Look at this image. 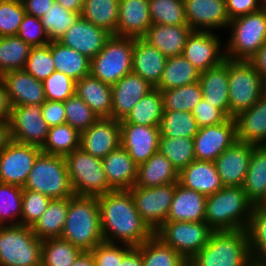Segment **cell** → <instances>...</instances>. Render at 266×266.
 <instances>
[{
  "label": "cell",
  "instance_id": "cell-1",
  "mask_svg": "<svg viewBox=\"0 0 266 266\" xmlns=\"http://www.w3.org/2000/svg\"><path fill=\"white\" fill-rule=\"evenodd\" d=\"M100 225L105 242L137 247L154 232L138 213L129 190H114L97 197Z\"/></svg>",
  "mask_w": 266,
  "mask_h": 266
},
{
  "label": "cell",
  "instance_id": "cell-2",
  "mask_svg": "<svg viewBox=\"0 0 266 266\" xmlns=\"http://www.w3.org/2000/svg\"><path fill=\"white\" fill-rule=\"evenodd\" d=\"M61 238L81 251H91L104 242L97 197L74 195L68 198V213Z\"/></svg>",
  "mask_w": 266,
  "mask_h": 266
},
{
  "label": "cell",
  "instance_id": "cell-3",
  "mask_svg": "<svg viewBox=\"0 0 266 266\" xmlns=\"http://www.w3.org/2000/svg\"><path fill=\"white\" fill-rule=\"evenodd\" d=\"M254 203L243 186L223 187L207 196L205 222L214 230H246Z\"/></svg>",
  "mask_w": 266,
  "mask_h": 266
},
{
  "label": "cell",
  "instance_id": "cell-4",
  "mask_svg": "<svg viewBox=\"0 0 266 266\" xmlns=\"http://www.w3.org/2000/svg\"><path fill=\"white\" fill-rule=\"evenodd\" d=\"M246 230L213 231L188 266H252Z\"/></svg>",
  "mask_w": 266,
  "mask_h": 266
},
{
  "label": "cell",
  "instance_id": "cell-5",
  "mask_svg": "<svg viewBox=\"0 0 266 266\" xmlns=\"http://www.w3.org/2000/svg\"><path fill=\"white\" fill-rule=\"evenodd\" d=\"M23 189L40 192L51 199L75 195L65 158L45 153L37 157Z\"/></svg>",
  "mask_w": 266,
  "mask_h": 266
},
{
  "label": "cell",
  "instance_id": "cell-6",
  "mask_svg": "<svg viewBox=\"0 0 266 266\" xmlns=\"http://www.w3.org/2000/svg\"><path fill=\"white\" fill-rule=\"evenodd\" d=\"M231 34L225 44V58L249 60L266 42V10L235 18L229 22Z\"/></svg>",
  "mask_w": 266,
  "mask_h": 266
},
{
  "label": "cell",
  "instance_id": "cell-7",
  "mask_svg": "<svg viewBox=\"0 0 266 266\" xmlns=\"http://www.w3.org/2000/svg\"><path fill=\"white\" fill-rule=\"evenodd\" d=\"M42 240L25 225L0 226V266H41Z\"/></svg>",
  "mask_w": 266,
  "mask_h": 266
},
{
  "label": "cell",
  "instance_id": "cell-8",
  "mask_svg": "<svg viewBox=\"0 0 266 266\" xmlns=\"http://www.w3.org/2000/svg\"><path fill=\"white\" fill-rule=\"evenodd\" d=\"M134 38L112 35L104 48L91 59L90 74L114 85L132 72Z\"/></svg>",
  "mask_w": 266,
  "mask_h": 266
},
{
  "label": "cell",
  "instance_id": "cell-9",
  "mask_svg": "<svg viewBox=\"0 0 266 266\" xmlns=\"http://www.w3.org/2000/svg\"><path fill=\"white\" fill-rule=\"evenodd\" d=\"M64 158L75 195L100 197L113 191L108 185L102 159L95 158L81 148Z\"/></svg>",
  "mask_w": 266,
  "mask_h": 266
},
{
  "label": "cell",
  "instance_id": "cell-10",
  "mask_svg": "<svg viewBox=\"0 0 266 266\" xmlns=\"http://www.w3.org/2000/svg\"><path fill=\"white\" fill-rule=\"evenodd\" d=\"M262 96V77L249 60L229 59V118L251 108Z\"/></svg>",
  "mask_w": 266,
  "mask_h": 266
},
{
  "label": "cell",
  "instance_id": "cell-11",
  "mask_svg": "<svg viewBox=\"0 0 266 266\" xmlns=\"http://www.w3.org/2000/svg\"><path fill=\"white\" fill-rule=\"evenodd\" d=\"M213 231L205 221H166L154 234L189 261L208 243Z\"/></svg>",
  "mask_w": 266,
  "mask_h": 266
},
{
  "label": "cell",
  "instance_id": "cell-12",
  "mask_svg": "<svg viewBox=\"0 0 266 266\" xmlns=\"http://www.w3.org/2000/svg\"><path fill=\"white\" fill-rule=\"evenodd\" d=\"M176 183L156 187L134 186L129 191L140 217L155 232L164 222L170 210Z\"/></svg>",
  "mask_w": 266,
  "mask_h": 266
},
{
  "label": "cell",
  "instance_id": "cell-13",
  "mask_svg": "<svg viewBox=\"0 0 266 266\" xmlns=\"http://www.w3.org/2000/svg\"><path fill=\"white\" fill-rule=\"evenodd\" d=\"M9 124L12 141L40 148L50 130L43 119L41 105L12 106Z\"/></svg>",
  "mask_w": 266,
  "mask_h": 266
},
{
  "label": "cell",
  "instance_id": "cell-14",
  "mask_svg": "<svg viewBox=\"0 0 266 266\" xmlns=\"http://www.w3.org/2000/svg\"><path fill=\"white\" fill-rule=\"evenodd\" d=\"M40 147L11 141L0 153V182L24 187Z\"/></svg>",
  "mask_w": 266,
  "mask_h": 266
},
{
  "label": "cell",
  "instance_id": "cell-15",
  "mask_svg": "<svg viewBox=\"0 0 266 266\" xmlns=\"http://www.w3.org/2000/svg\"><path fill=\"white\" fill-rule=\"evenodd\" d=\"M236 140L234 118H227L217 125L201 127L193 139L195 159L214 162Z\"/></svg>",
  "mask_w": 266,
  "mask_h": 266
},
{
  "label": "cell",
  "instance_id": "cell-16",
  "mask_svg": "<svg viewBox=\"0 0 266 266\" xmlns=\"http://www.w3.org/2000/svg\"><path fill=\"white\" fill-rule=\"evenodd\" d=\"M223 50L220 38L212 31L193 30L182 55L202 73L225 60Z\"/></svg>",
  "mask_w": 266,
  "mask_h": 266
},
{
  "label": "cell",
  "instance_id": "cell-17",
  "mask_svg": "<svg viewBox=\"0 0 266 266\" xmlns=\"http://www.w3.org/2000/svg\"><path fill=\"white\" fill-rule=\"evenodd\" d=\"M120 145V121L113 118H98L80 133V148L98 159L103 160Z\"/></svg>",
  "mask_w": 266,
  "mask_h": 266
},
{
  "label": "cell",
  "instance_id": "cell-18",
  "mask_svg": "<svg viewBox=\"0 0 266 266\" xmlns=\"http://www.w3.org/2000/svg\"><path fill=\"white\" fill-rule=\"evenodd\" d=\"M255 146L236 140L215 159L217 173L224 187L243 186L252 150Z\"/></svg>",
  "mask_w": 266,
  "mask_h": 266
},
{
  "label": "cell",
  "instance_id": "cell-19",
  "mask_svg": "<svg viewBox=\"0 0 266 266\" xmlns=\"http://www.w3.org/2000/svg\"><path fill=\"white\" fill-rule=\"evenodd\" d=\"M111 36L109 31L80 16L58 41L92 59L104 48Z\"/></svg>",
  "mask_w": 266,
  "mask_h": 266
},
{
  "label": "cell",
  "instance_id": "cell-20",
  "mask_svg": "<svg viewBox=\"0 0 266 266\" xmlns=\"http://www.w3.org/2000/svg\"><path fill=\"white\" fill-rule=\"evenodd\" d=\"M152 89L153 85L134 72L123 76L112 85V118L124 120L133 107Z\"/></svg>",
  "mask_w": 266,
  "mask_h": 266
},
{
  "label": "cell",
  "instance_id": "cell-21",
  "mask_svg": "<svg viewBox=\"0 0 266 266\" xmlns=\"http://www.w3.org/2000/svg\"><path fill=\"white\" fill-rule=\"evenodd\" d=\"M184 6L188 26L193 30L213 32L216 28H228L225 0H184Z\"/></svg>",
  "mask_w": 266,
  "mask_h": 266
},
{
  "label": "cell",
  "instance_id": "cell-22",
  "mask_svg": "<svg viewBox=\"0 0 266 266\" xmlns=\"http://www.w3.org/2000/svg\"><path fill=\"white\" fill-rule=\"evenodd\" d=\"M121 146L139 165L159 151L160 128L136 124H120Z\"/></svg>",
  "mask_w": 266,
  "mask_h": 266
},
{
  "label": "cell",
  "instance_id": "cell-23",
  "mask_svg": "<svg viewBox=\"0 0 266 266\" xmlns=\"http://www.w3.org/2000/svg\"><path fill=\"white\" fill-rule=\"evenodd\" d=\"M0 78L6 85L11 106L42 105L46 101L43 81L24 69L6 72Z\"/></svg>",
  "mask_w": 266,
  "mask_h": 266
},
{
  "label": "cell",
  "instance_id": "cell-24",
  "mask_svg": "<svg viewBox=\"0 0 266 266\" xmlns=\"http://www.w3.org/2000/svg\"><path fill=\"white\" fill-rule=\"evenodd\" d=\"M203 99L229 118V59L200 74Z\"/></svg>",
  "mask_w": 266,
  "mask_h": 266
},
{
  "label": "cell",
  "instance_id": "cell-25",
  "mask_svg": "<svg viewBox=\"0 0 266 266\" xmlns=\"http://www.w3.org/2000/svg\"><path fill=\"white\" fill-rule=\"evenodd\" d=\"M117 29L114 35L142 38L152 25L149 0H119Z\"/></svg>",
  "mask_w": 266,
  "mask_h": 266
},
{
  "label": "cell",
  "instance_id": "cell-26",
  "mask_svg": "<svg viewBox=\"0 0 266 266\" xmlns=\"http://www.w3.org/2000/svg\"><path fill=\"white\" fill-rule=\"evenodd\" d=\"M178 183L205 196L212 195L224 187L215 162L196 159L179 172Z\"/></svg>",
  "mask_w": 266,
  "mask_h": 266
},
{
  "label": "cell",
  "instance_id": "cell-27",
  "mask_svg": "<svg viewBox=\"0 0 266 266\" xmlns=\"http://www.w3.org/2000/svg\"><path fill=\"white\" fill-rule=\"evenodd\" d=\"M102 165L109 187L114 190H130L137 178V164L120 145L110 152Z\"/></svg>",
  "mask_w": 266,
  "mask_h": 266
},
{
  "label": "cell",
  "instance_id": "cell-28",
  "mask_svg": "<svg viewBox=\"0 0 266 266\" xmlns=\"http://www.w3.org/2000/svg\"><path fill=\"white\" fill-rule=\"evenodd\" d=\"M192 31L188 25L152 24L142 38L168 58L183 54Z\"/></svg>",
  "mask_w": 266,
  "mask_h": 266
},
{
  "label": "cell",
  "instance_id": "cell-29",
  "mask_svg": "<svg viewBox=\"0 0 266 266\" xmlns=\"http://www.w3.org/2000/svg\"><path fill=\"white\" fill-rule=\"evenodd\" d=\"M233 118L237 140L256 146L266 145V98L261 96L251 108Z\"/></svg>",
  "mask_w": 266,
  "mask_h": 266
},
{
  "label": "cell",
  "instance_id": "cell-30",
  "mask_svg": "<svg viewBox=\"0 0 266 266\" xmlns=\"http://www.w3.org/2000/svg\"><path fill=\"white\" fill-rule=\"evenodd\" d=\"M167 57L143 38H134L132 72L154 88L160 83Z\"/></svg>",
  "mask_w": 266,
  "mask_h": 266
},
{
  "label": "cell",
  "instance_id": "cell-31",
  "mask_svg": "<svg viewBox=\"0 0 266 266\" xmlns=\"http://www.w3.org/2000/svg\"><path fill=\"white\" fill-rule=\"evenodd\" d=\"M206 199L207 196L177 182L167 221H205Z\"/></svg>",
  "mask_w": 266,
  "mask_h": 266
},
{
  "label": "cell",
  "instance_id": "cell-32",
  "mask_svg": "<svg viewBox=\"0 0 266 266\" xmlns=\"http://www.w3.org/2000/svg\"><path fill=\"white\" fill-rule=\"evenodd\" d=\"M75 94L99 118H112V85L103 83L89 74L75 81Z\"/></svg>",
  "mask_w": 266,
  "mask_h": 266
},
{
  "label": "cell",
  "instance_id": "cell-33",
  "mask_svg": "<svg viewBox=\"0 0 266 266\" xmlns=\"http://www.w3.org/2000/svg\"><path fill=\"white\" fill-rule=\"evenodd\" d=\"M179 172L159 151L146 162L137 165V178L134 186L156 187L178 182Z\"/></svg>",
  "mask_w": 266,
  "mask_h": 266
},
{
  "label": "cell",
  "instance_id": "cell-34",
  "mask_svg": "<svg viewBox=\"0 0 266 266\" xmlns=\"http://www.w3.org/2000/svg\"><path fill=\"white\" fill-rule=\"evenodd\" d=\"M50 50L56 71L64 73L75 81L90 74L91 59L87 56L59 41H51Z\"/></svg>",
  "mask_w": 266,
  "mask_h": 266
},
{
  "label": "cell",
  "instance_id": "cell-35",
  "mask_svg": "<svg viewBox=\"0 0 266 266\" xmlns=\"http://www.w3.org/2000/svg\"><path fill=\"white\" fill-rule=\"evenodd\" d=\"M164 113L162 93L154 88L147 93L120 124L159 127Z\"/></svg>",
  "mask_w": 266,
  "mask_h": 266
},
{
  "label": "cell",
  "instance_id": "cell-36",
  "mask_svg": "<svg viewBox=\"0 0 266 266\" xmlns=\"http://www.w3.org/2000/svg\"><path fill=\"white\" fill-rule=\"evenodd\" d=\"M68 213V198L52 199L46 211L31 227L41 240L61 237Z\"/></svg>",
  "mask_w": 266,
  "mask_h": 266
},
{
  "label": "cell",
  "instance_id": "cell-37",
  "mask_svg": "<svg viewBox=\"0 0 266 266\" xmlns=\"http://www.w3.org/2000/svg\"><path fill=\"white\" fill-rule=\"evenodd\" d=\"M200 72L183 55L168 57L160 83L155 87L167 90L199 82Z\"/></svg>",
  "mask_w": 266,
  "mask_h": 266
},
{
  "label": "cell",
  "instance_id": "cell-38",
  "mask_svg": "<svg viewBox=\"0 0 266 266\" xmlns=\"http://www.w3.org/2000/svg\"><path fill=\"white\" fill-rule=\"evenodd\" d=\"M253 266H266V207L254 204L246 228Z\"/></svg>",
  "mask_w": 266,
  "mask_h": 266
},
{
  "label": "cell",
  "instance_id": "cell-39",
  "mask_svg": "<svg viewBox=\"0 0 266 266\" xmlns=\"http://www.w3.org/2000/svg\"><path fill=\"white\" fill-rule=\"evenodd\" d=\"M137 248L141 252L142 266H188L187 260L155 234Z\"/></svg>",
  "mask_w": 266,
  "mask_h": 266
},
{
  "label": "cell",
  "instance_id": "cell-40",
  "mask_svg": "<svg viewBox=\"0 0 266 266\" xmlns=\"http://www.w3.org/2000/svg\"><path fill=\"white\" fill-rule=\"evenodd\" d=\"M243 189L254 204L264 196L266 190V145L253 148Z\"/></svg>",
  "mask_w": 266,
  "mask_h": 266
},
{
  "label": "cell",
  "instance_id": "cell-41",
  "mask_svg": "<svg viewBox=\"0 0 266 266\" xmlns=\"http://www.w3.org/2000/svg\"><path fill=\"white\" fill-rule=\"evenodd\" d=\"M118 8L119 0H84L80 16L114 35L117 29Z\"/></svg>",
  "mask_w": 266,
  "mask_h": 266
},
{
  "label": "cell",
  "instance_id": "cell-42",
  "mask_svg": "<svg viewBox=\"0 0 266 266\" xmlns=\"http://www.w3.org/2000/svg\"><path fill=\"white\" fill-rule=\"evenodd\" d=\"M80 148V133L68 123L50 127L42 153L65 157Z\"/></svg>",
  "mask_w": 266,
  "mask_h": 266
},
{
  "label": "cell",
  "instance_id": "cell-43",
  "mask_svg": "<svg viewBox=\"0 0 266 266\" xmlns=\"http://www.w3.org/2000/svg\"><path fill=\"white\" fill-rule=\"evenodd\" d=\"M32 46L18 36L0 37V76L6 72L24 69Z\"/></svg>",
  "mask_w": 266,
  "mask_h": 266
},
{
  "label": "cell",
  "instance_id": "cell-44",
  "mask_svg": "<svg viewBox=\"0 0 266 266\" xmlns=\"http://www.w3.org/2000/svg\"><path fill=\"white\" fill-rule=\"evenodd\" d=\"M160 137L192 138L199 130L192 112L164 110L160 123Z\"/></svg>",
  "mask_w": 266,
  "mask_h": 266
},
{
  "label": "cell",
  "instance_id": "cell-45",
  "mask_svg": "<svg viewBox=\"0 0 266 266\" xmlns=\"http://www.w3.org/2000/svg\"><path fill=\"white\" fill-rule=\"evenodd\" d=\"M81 252L61 237L44 239L41 266H71Z\"/></svg>",
  "mask_w": 266,
  "mask_h": 266
},
{
  "label": "cell",
  "instance_id": "cell-46",
  "mask_svg": "<svg viewBox=\"0 0 266 266\" xmlns=\"http://www.w3.org/2000/svg\"><path fill=\"white\" fill-rule=\"evenodd\" d=\"M164 110L192 112L203 99L200 83L162 90Z\"/></svg>",
  "mask_w": 266,
  "mask_h": 266
},
{
  "label": "cell",
  "instance_id": "cell-47",
  "mask_svg": "<svg viewBox=\"0 0 266 266\" xmlns=\"http://www.w3.org/2000/svg\"><path fill=\"white\" fill-rule=\"evenodd\" d=\"M159 152L172 163L178 172L195 160L192 138L160 137Z\"/></svg>",
  "mask_w": 266,
  "mask_h": 266
},
{
  "label": "cell",
  "instance_id": "cell-48",
  "mask_svg": "<svg viewBox=\"0 0 266 266\" xmlns=\"http://www.w3.org/2000/svg\"><path fill=\"white\" fill-rule=\"evenodd\" d=\"M22 198L23 187L0 182V226L21 224Z\"/></svg>",
  "mask_w": 266,
  "mask_h": 266
},
{
  "label": "cell",
  "instance_id": "cell-49",
  "mask_svg": "<svg viewBox=\"0 0 266 266\" xmlns=\"http://www.w3.org/2000/svg\"><path fill=\"white\" fill-rule=\"evenodd\" d=\"M79 17V13L71 12L54 2L40 21L50 41H58Z\"/></svg>",
  "mask_w": 266,
  "mask_h": 266
},
{
  "label": "cell",
  "instance_id": "cell-50",
  "mask_svg": "<svg viewBox=\"0 0 266 266\" xmlns=\"http://www.w3.org/2000/svg\"><path fill=\"white\" fill-rule=\"evenodd\" d=\"M152 24L188 25L184 0H149Z\"/></svg>",
  "mask_w": 266,
  "mask_h": 266
},
{
  "label": "cell",
  "instance_id": "cell-51",
  "mask_svg": "<svg viewBox=\"0 0 266 266\" xmlns=\"http://www.w3.org/2000/svg\"><path fill=\"white\" fill-rule=\"evenodd\" d=\"M66 123L79 133L88 129L99 117L76 94L64 101Z\"/></svg>",
  "mask_w": 266,
  "mask_h": 266
},
{
  "label": "cell",
  "instance_id": "cell-52",
  "mask_svg": "<svg viewBox=\"0 0 266 266\" xmlns=\"http://www.w3.org/2000/svg\"><path fill=\"white\" fill-rule=\"evenodd\" d=\"M25 15L22 0H0V37L16 36Z\"/></svg>",
  "mask_w": 266,
  "mask_h": 266
},
{
  "label": "cell",
  "instance_id": "cell-53",
  "mask_svg": "<svg viewBox=\"0 0 266 266\" xmlns=\"http://www.w3.org/2000/svg\"><path fill=\"white\" fill-rule=\"evenodd\" d=\"M24 70L40 81H44L55 71L50 43L32 47Z\"/></svg>",
  "mask_w": 266,
  "mask_h": 266
},
{
  "label": "cell",
  "instance_id": "cell-54",
  "mask_svg": "<svg viewBox=\"0 0 266 266\" xmlns=\"http://www.w3.org/2000/svg\"><path fill=\"white\" fill-rule=\"evenodd\" d=\"M52 199L40 192L23 189L21 225L32 227Z\"/></svg>",
  "mask_w": 266,
  "mask_h": 266
},
{
  "label": "cell",
  "instance_id": "cell-55",
  "mask_svg": "<svg viewBox=\"0 0 266 266\" xmlns=\"http://www.w3.org/2000/svg\"><path fill=\"white\" fill-rule=\"evenodd\" d=\"M43 86L46 100L64 102L75 94V80L56 70L43 81Z\"/></svg>",
  "mask_w": 266,
  "mask_h": 266
},
{
  "label": "cell",
  "instance_id": "cell-56",
  "mask_svg": "<svg viewBox=\"0 0 266 266\" xmlns=\"http://www.w3.org/2000/svg\"><path fill=\"white\" fill-rule=\"evenodd\" d=\"M124 245V246H123ZM121 243L102 242L97 244L91 253L95 266H120L123 256L132 248L130 245Z\"/></svg>",
  "mask_w": 266,
  "mask_h": 266
},
{
  "label": "cell",
  "instance_id": "cell-57",
  "mask_svg": "<svg viewBox=\"0 0 266 266\" xmlns=\"http://www.w3.org/2000/svg\"><path fill=\"white\" fill-rule=\"evenodd\" d=\"M16 36L32 47L45 46L51 42L40 19L29 14L24 16Z\"/></svg>",
  "mask_w": 266,
  "mask_h": 266
},
{
  "label": "cell",
  "instance_id": "cell-58",
  "mask_svg": "<svg viewBox=\"0 0 266 266\" xmlns=\"http://www.w3.org/2000/svg\"><path fill=\"white\" fill-rule=\"evenodd\" d=\"M199 128L217 125L224 122L228 117L217 107L202 99L192 111Z\"/></svg>",
  "mask_w": 266,
  "mask_h": 266
},
{
  "label": "cell",
  "instance_id": "cell-59",
  "mask_svg": "<svg viewBox=\"0 0 266 266\" xmlns=\"http://www.w3.org/2000/svg\"><path fill=\"white\" fill-rule=\"evenodd\" d=\"M225 3L230 21L263 8L262 0H225Z\"/></svg>",
  "mask_w": 266,
  "mask_h": 266
},
{
  "label": "cell",
  "instance_id": "cell-60",
  "mask_svg": "<svg viewBox=\"0 0 266 266\" xmlns=\"http://www.w3.org/2000/svg\"><path fill=\"white\" fill-rule=\"evenodd\" d=\"M41 111L49 127L66 123L64 102L46 100L41 105Z\"/></svg>",
  "mask_w": 266,
  "mask_h": 266
},
{
  "label": "cell",
  "instance_id": "cell-61",
  "mask_svg": "<svg viewBox=\"0 0 266 266\" xmlns=\"http://www.w3.org/2000/svg\"><path fill=\"white\" fill-rule=\"evenodd\" d=\"M55 0H22L26 14L41 18Z\"/></svg>",
  "mask_w": 266,
  "mask_h": 266
},
{
  "label": "cell",
  "instance_id": "cell-62",
  "mask_svg": "<svg viewBox=\"0 0 266 266\" xmlns=\"http://www.w3.org/2000/svg\"><path fill=\"white\" fill-rule=\"evenodd\" d=\"M11 107L6 85L0 78V120H9Z\"/></svg>",
  "mask_w": 266,
  "mask_h": 266
},
{
  "label": "cell",
  "instance_id": "cell-63",
  "mask_svg": "<svg viewBox=\"0 0 266 266\" xmlns=\"http://www.w3.org/2000/svg\"><path fill=\"white\" fill-rule=\"evenodd\" d=\"M254 68L259 72L262 78L266 77V42L258 50V52L249 59Z\"/></svg>",
  "mask_w": 266,
  "mask_h": 266
},
{
  "label": "cell",
  "instance_id": "cell-64",
  "mask_svg": "<svg viewBox=\"0 0 266 266\" xmlns=\"http://www.w3.org/2000/svg\"><path fill=\"white\" fill-rule=\"evenodd\" d=\"M120 266H142L141 252L137 247H132L122 258Z\"/></svg>",
  "mask_w": 266,
  "mask_h": 266
},
{
  "label": "cell",
  "instance_id": "cell-65",
  "mask_svg": "<svg viewBox=\"0 0 266 266\" xmlns=\"http://www.w3.org/2000/svg\"><path fill=\"white\" fill-rule=\"evenodd\" d=\"M11 141L9 120H0V153Z\"/></svg>",
  "mask_w": 266,
  "mask_h": 266
},
{
  "label": "cell",
  "instance_id": "cell-66",
  "mask_svg": "<svg viewBox=\"0 0 266 266\" xmlns=\"http://www.w3.org/2000/svg\"><path fill=\"white\" fill-rule=\"evenodd\" d=\"M55 2L59 3L62 7L71 12H77L81 14L84 0H55Z\"/></svg>",
  "mask_w": 266,
  "mask_h": 266
},
{
  "label": "cell",
  "instance_id": "cell-67",
  "mask_svg": "<svg viewBox=\"0 0 266 266\" xmlns=\"http://www.w3.org/2000/svg\"><path fill=\"white\" fill-rule=\"evenodd\" d=\"M71 266H95L91 251H82Z\"/></svg>",
  "mask_w": 266,
  "mask_h": 266
},
{
  "label": "cell",
  "instance_id": "cell-68",
  "mask_svg": "<svg viewBox=\"0 0 266 266\" xmlns=\"http://www.w3.org/2000/svg\"><path fill=\"white\" fill-rule=\"evenodd\" d=\"M262 97L266 98V77L262 78Z\"/></svg>",
  "mask_w": 266,
  "mask_h": 266
},
{
  "label": "cell",
  "instance_id": "cell-69",
  "mask_svg": "<svg viewBox=\"0 0 266 266\" xmlns=\"http://www.w3.org/2000/svg\"><path fill=\"white\" fill-rule=\"evenodd\" d=\"M256 204L266 207V190L264 196Z\"/></svg>",
  "mask_w": 266,
  "mask_h": 266
},
{
  "label": "cell",
  "instance_id": "cell-70",
  "mask_svg": "<svg viewBox=\"0 0 266 266\" xmlns=\"http://www.w3.org/2000/svg\"><path fill=\"white\" fill-rule=\"evenodd\" d=\"M263 2V9L266 10V0H262Z\"/></svg>",
  "mask_w": 266,
  "mask_h": 266
}]
</instances>
